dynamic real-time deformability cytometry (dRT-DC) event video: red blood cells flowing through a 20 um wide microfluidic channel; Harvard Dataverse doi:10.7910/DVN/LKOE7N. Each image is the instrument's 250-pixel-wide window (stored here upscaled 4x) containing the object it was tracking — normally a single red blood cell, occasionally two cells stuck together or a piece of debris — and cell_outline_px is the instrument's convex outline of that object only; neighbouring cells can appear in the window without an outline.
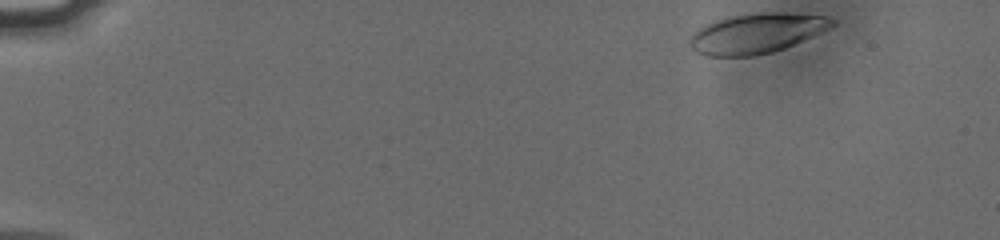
{"species": "human", "species_latin": "Homo sapiens", "temperature_condition": "cold", "stored_images_in_passage": 50, "camera_frame_rate_fps": 3000, "um_per_image_px": 0.085, "donor": {"sex": "male"}, "frame": {"image": 1, "passage_image": 1, "time_ms": 0.0, "image_size_px": [1000, 240], "cell_outline_px": [[836, 24], [804, 40], [784, 48], [772, 52], [752, 56], [708, 56], [696, 52], [688, 44], [688, 40], [704, 24], [712, 20], [728, 16], [756, 12], [788, 12], [828, 16], [836, 20]], "centroid_in_image_um": [64.3, 2.81], "position_along_channel_um": 20.7, "area_um2": 33.41}}
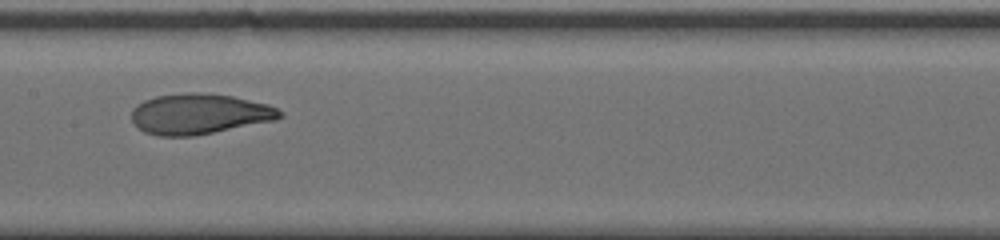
{"frame": {"image": 2, "passage_image": 25, "time_ms": 8.0, "image_size_px": [1000, 240], "cell_outline_px": [[284, 116], [276, 120], [192, 136], [156, 136], [144, 132], [132, 120], [132, 108], [136, 104], [144, 100], [156, 96], [184, 92], [192, 92], [232, 96], [268, 104], [284, 112]], "centroid_in_image_um": [16.93, 9.68], "position_along_channel_um": 190.5, "area_um2": 34.97}}
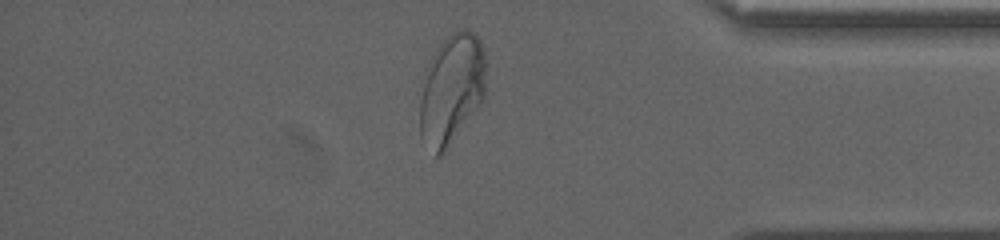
{"frame": {"image": 3, "passage_image": 43, "time_ms": 14.0, "image_size_px": [1000, 240], "cell_outline_px": [[484, 96], [480, 104], [440, 156], [436, 156], [420, 136], [420, 100], [424, 84], [432, 56], [436, 48], [452, 32], [464, 28], [468, 28], [480, 40], [484, 48]], "centroid_in_image_um": [38.39, 7.55], "position_along_channel_um": 396.8, "area_um2": 41.38}, "authors_computed_cell_mechanics": {"area_um2": 34.8823, "velocity_mm_per_s": 3.7728, "shape_relaxation_time_tau1_ms": 4.9065, "shape_relaxation_time_tau2_ms": 0.9084, "deformation_change_tau1": 0.1878, "deformation_change_tau2": 0.0607}}